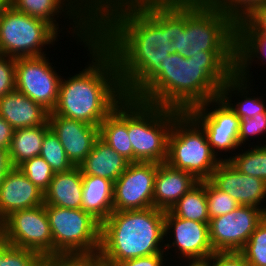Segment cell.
I'll use <instances>...</instances> for the list:
<instances>
[{
    "mask_svg": "<svg viewBox=\"0 0 266 266\" xmlns=\"http://www.w3.org/2000/svg\"><path fill=\"white\" fill-rule=\"evenodd\" d=\"M204 187L210 219L228 214L240 205L228 193L217 188L209 179L204 180Z\"/></svg>",
    "mask_w": 266,
    "mask_h": 266,
    "instance_id": "e575fe53",
    "label": "cell"
},
{
    "mask_svg": "<svg viewBox=\"0 0 266 266\" xmlns=\"http://www.w3.org/2000/svg\"><path fill=\"white\" fill-rule=\"evenodd\" d=\"M88 51L92 63L71 78H61L57 104L49 115L100 126L125 98V93L111 53L97 39L88 46Z\"/></svg>",
    "mask_w": 266,
    "mask_h": 266,
    "instance_id": "3957f363",
    "label": "cell"
},
{
    "mask_svg": "<svg viewBox=\"0 0 266 266\" xmlns=\"http://www.w3.org/2000/svg\"><path fill=\"white\" fill-rule=\"evenodd\" d=\"M39 156L51 166L54 173L65 172L75 167L65 153L58 136L51 128L46 132L43 138Z\"/></svg>",
    "mask_w": 266,
    "mask_h": 266,
    "instance_id": "4dcf8cb0",
    "label": "cell"
},
{
    "mask_svg": "<svg viewBox=\"0 0 266 266\" xmlns=\"http://www.w3.org/2000/svg\"><path fill=\"white\" fill-rule=\"evenodd\" d=\"M17 168L43 193L55 174L51 166L40 156L24 161Z\"/></svg>",
    "mask_w": 266,
    "mask_h": 266,
    "instance_id": "836d02e7",
    "label": "cell"
},
{
    "mask_svg": "<svg viewBox=\"0 0 266 266\" xmlns=\"http://www.w3.org/2000/svg\"><path fill=\"white\" fill-rule=\"evenodd\" d=\"M164 253L142 256L119 263L117 266H165ZM164 259V260H163Z\"/></svg>",
    "mask_w": 266,
    "mask_h": 266,
    "instance_id": "b9f144b4",
    "label": "cell"
},
{
    "mask_svg": "<svg viewBox=\"0 0 266 266\" xmlns=\"http://www.w3.org/2000/svg\"><path fill=\"white\" fill-rule=\"evenodd\" d=\"M158 163L132 162L114 182V211L153 207L154 179Z\"/></svg>",
    "mask_w": 266,
    "mask_h": 266,
    "instance_id": "5bb4252c",
    "label": "cell"
},
{
    "mask_svg": "<svg viewBox=\"0 0 266 266\" xmlns=\"http://www.w3.org/2000/svg\"><path fill=\"white\" fill-rule=\"evenodd\" d=\"M10 5L19 12L49 23L59 33V23L55 17L65 12L66 18L70 16L69 19H73L75 27L74 29L72 27L74 30L72 33H76L75 35L81 42L83 41L85 47H88L96 39L95 31L64 0H10Z\"/></svg>",
    "mask_w": 266,
    "mask_h": 266,
    "instance_id": "d6986e66",
    "label": "cell"
},
{
    "mask_svg": "<svg viewBox=\"0 0 266 266\" xmlns=\"http://www.w3.org/2000/svg\"><path fill=\"white\" fill-rule=\"evenodd\" d=\"M12 168L8 150L0 148V188L2 185L3 177Z\"/></svg>",
    "mask_w": 266,
    "mask_h": 266,
    "instance_id": "ee69618b",
    "label": "cell"
},
{
    "mask_svg": "<svg viewBox=\"0 0 266 266\" xmlns=\"http://www.w3.org/2000/svg\"><path fill=\"white\" fill-rule=\"evenodd\" d=\"M53 236V256L98 255L101 223L80 209L44 204Z\"/></svg>",
    "mask_w": 266,
    "mask_h": 266,
    "instance_id": "ba28073f",
    "label": "cell"
},
{
    "mask_svg": "<svg viewBox=\"0 0 266 266\" xmlns=\"http://www.w3.org/2000/svg\"><path fill=\"white\" fill-rule=\"evenodd\" d=\"M42 260L38 253L9 245L0 239V266H42Z\"/></svg>",
    "mask_w": 266,
    "mask_h": 266,
    "instance_id": "d6a6232c",
    "label": "cell"
},
{
    "mask_svg": "<svg viewBox=\"0 0 266 266\" xmlns=\"http://www.w3.org/2000/svg\"><path fill=\"white\" fill-rule=\"evenodd\" d=\"M237 33H266V2L237 24Z\"/></svg>",
    "mask_w": 266,
    "mask_h": 266,
    "instance_id": "8d00e7d4",
    "label": "cell"
},
{
    "mask_svg": "<svg viewBox=\"0 0 266 266\" xmlns=\"http://www.w3.org/2000/svg\"><path fill=\"white\" fill-rule=\"evenodd\" d=\"M200 266H250L240 252H215Z\"/></svg>",
    "mask_w": 266,
    "mask_h": 266,
    "instance_id": "ab89813d",
    "label": "cell"
},
{
    "mask_svg": "<svg viewBox=\"0 0 266 266\" xmlns=\"http://www.w3.org/2000/svg\"><path fill=\"white\" fill-rule=\"evenodd\" d=\"M13 127L0 116V148L8 150L13 137Z\"/></svg>",
    "mask_w": 266,
    "mask_h": 266,
    "instance_id": "7bdbcfd3",
    "label": "cell"
},
{
    "mask_svg": "<svg viewBox=\"0 0 266 266\" xmlns=\"http://www.w3.org/2000/svg\"><path fill=\"white\" fill-rule=\"evenodd\" d=\"M16 58L0 54V98L16 90Z\"/></svg>",
    "mask_w": 266,
    "mask_h": 266,
    "instance_id": "74e56055",
    "label": "cell"
},
{
    "mask_svg": "<svg viewBox=\"0 0 266 266\" xmlns=\"http://www.w3.org/2000/svg\"><path fill=\"white\" fill-rule=\"evenodd\" d=\"M0 116L17 130L47 124L49 112L28 96L14 90L0 98Z\"/></svg>",
    "mask_w": 266,
    "mask_h": 266,
    "instance_id": "44dd1931",
    "label": "cell"
},
{
    "mask_svg": "<svg viewBox=\"0 0 266 266\" xmlns=\"http://www.w3.org/2000/svg\"><path fill=\"white\" fill-rule=\"evenodd\" d=\"M42 266H92V255L49 256Z\"/></svg>",
    "mask_w": 266,
    "mask_h": 266,
    "instance_id": "60d3db41",
    "label": "cell"
},
{
    "mask_svg": "<svg viewBox=\"0 0 266 266\" xmlns=\"http://www.w3.org/2000/svg\"><path fill=\"white\" fill-rule=\"evenodd\" d=\"M252 147L245 152L242 150L241 154L224 158V161H229L239 172L266 182V144Z\"/></svg>",
    "mask_w": 266,
    "mask_h": 266,
    "instance_id": "f546056e",
    "label": "cell"
},
{
    "mask_svg": "<svg viewBox=\"0 0 266 266\" xmlns=\"http://www.w3.org/2000/svg\"><path fill=\"white\" fill-rule=\"evenodd\" d=\"M79 166L68 171L55 173L44 192V204L68 209H80L83 180Z\"/></svg>",
    "mask_w": 266,
    "mask_h": 266,
    "instance_id": "7402d4cb",
    "label": "cell"
},
{
    "mask_svg": "<svg viewBox=\"0 0 266 266\" xmlns=\"http://www.w3.org/2000/svg\"><path fill=\"white\" fill-rule=\"evenodd\" d=\"M263 133H266V113L256 114L252 118H243L240 121L239 145L242 146L246 140L249 141V136L254 137L259 134L261 136Z\"/></svg>",
    "mask_w": 266,
    "mask_h": 266,
    "instance_id": "f35d334b",
    "label": "cell"
},
{
    "mask_svg": "<svg viewBox=\"0 0 266 266\" xmlns=\"http://www.w3.org/2000/svg\"><path fill=\"white\" fill-rule=\"evenodd\" d=\"M237 52H208L184 58L172 52L161 63L160 74L136 99L187 112L220 97L226 81L236 73Z\"/></svg>",
    "mask_w": 266,
    "mask_h": 266,
    "instance_id": "7a4b0ae2",
    "label": "cell"
},
{
    "mask_svg": "<svg viewBox=\"0 0 266 266\" xmlns=\"http://www.w3.org/2000/svg\"><path fill=\"white\" fill-rule=\"evenodd\" d=\"M10 6V0H0V15Z\"/></svg>",
    "mask_w": 266,
    "mask_h": 266,
    "instance_id": "bcb514c9",
    "label": "cell"
},
{
    "mask_svg": "<svg viewBox=\"0 0 266 266\" xmlns=\"http://www.w3.org/2000/svg\"><path fill=\"white\" fill-rule=\"evenodd\" d=\"M181 113L128 97V135L134 162H166L168 135Z\"/></svg>",
    "mask_w": 266,
    "mask_h": 266,
    "instance_id": "8992f818",
    "label": "cell"
},
{
    "mask_svg": "<svg viewBox=\"0 0 266 266\" xmlns=\"http://www.w3.org/2000/svg\"><path fill=\"white\" fill-rule=\"evenodd\" d=\"M45 56L16 58V90L51 113L57 104L61 76Z\"/></svg>",
    "mask_w": 266,
    "mask_h": 266,
    "instance_id": "8fae6325",
    "label": "cell"
},
{
    "mask_svg": "<svg viewBox=\"0 0 266 266\" xmlns=\"http://www.w3.org/2000/svg\"><path fill=\"white\" fill-rule=\"evenodd\" d=\"M92 266H113L101 261L98 255H92Z\"/></svg>",
    "mask_w": 266,
    "mask_h": 266,
    "instance_id": "f6af8a7d",
    "label": "cell"
},
{
    "mask_svg": "<svg viewBox=\"0 0 266 266\" xmlns=\"http://www.w3.org/2000/svg\"><path fill=\"white\" fill-rule=\"evenodd\" d=\"M198 182L199 180L184 170L174 169L166 162L158 163L154 179L153 207L170 210Z\"/></svg>",
    "mask_w": 266,
    "mask_h": 266,
    "instance_id": "ffe728a7",
    "label": "cell"
},
{
    "mask_svg": "<svg viewBox=\"0 0 266 266\" xmlns=\"http://www.w3.org/2000/svg\"><path fill=\"white\" fill-rule=\"evenodd\" d=\"M261 208L239 205L232 212L210 219L209 237L215 252H239L264 219Z\"/></svg>",
    "mask_w": 266,
    "mask_h": 266,
    "instance_id": "7c38bea8",
    "label": "cell"
},
{
    "mask_svg": "<svg viewBox=\"0 0 266 266\" xmlns=\"http://www.w3.org/2000/svg\"><path fill=\"white\" fill-rule=\"evenodd\" d=\"M248 82L249 80L243 79L237 73H235L226 81L220 90V97L229 105V107L235 112L236 116L240 119L252 118L255 117L256 114L266 113V105L263 103L265 102L263 99L260 97H247L250 95L248 93L249 91L247 90L250 88ZM235 90L238 91L237 94L240 93L238 94L239 97L244 95V99L241 97L242 100H239L240 102L236 103V105L231 103V96L233 93H236Z\"/></svg>",
    "mask_w": 266,
    "mask_h": 266,
    "instance_id": "4316f807",
    "label": "cell"
},
{
    "mask_svg": "<svg viewBox=\"0 0 266 266\" xmlns=\"http://www.w3.org/2000/svg\"><path fill=\"white\" fill-rule=\"evenodd\" d=\"M0 239L12 246L53 256V236L44 204L11 213L0 223Z\"/></svg>",
    "mask_w": 266,
    "mask_h": 266,
    "instance_id": "30bf717a",
    "label": "cell"
},
{
    "mask_svg": "<svg viewBox=\"0 0 266 266\" xmlns=\"http://www.w3.org/2000/svg\"><path fill=\"white\" fill-rule=\"evenodd\" d=\"M95 35L115 60L125 97L136 98L173 52L171 0H105Z\"/></svg>",
    "mask_w": 266,
    "mask_h": 266,
    "instance_id": "6da1fadb",
    "label": "cell"
},
{
    "mask_svg": "<svg viewBox=\"0 0 266 266\" xmlns=\"http://www.w3.org/2000/svg\"><path fill=\"white\" fill-rule=\"evenodd\" d=\"M164 238V210L150 207L113 211L101 224L98 258L117 266L130 259L164 253Z\"/></svg>",
    "mask_w": 266,
    "mask_h": 266,
    "instance_id": "5b68a950",
    "label": "cell"
},
{
    "mask_svg": "<svg viewBox=\"0 0 266 266\" xmlns=\"http://www.w3.org/2000/svg\"><path fill=\"white\" fill-rule=\"evenodd\" d=\"M44 204V193L17 167L3 177L0 188V223L11 213Z\"/></svg>",
    "mask_w": 266,
    "mask_h": 266,
    "instance_id": "ac0fdd59",
    "label": "cell"
},
{
    "mask_svg": "<svg viewBox=\"0 0 266 266\" xmlns=\"http://www.w3.org/2000/svg\"><path fill=\"white\" fill-rule=\"evenodd\" d=\"M169 211L180 218L209 223L204 180L186 192Z\"/></svg>",
    "mask_w": 266,
    "mask_h": 266,
    "instance_id": "f1b7e54d",
    "label": "cell"
},
{
    "mask_svg": "<svg viewBox=\"0 0 266 266\" xmlns=\"http://www.w3.org/2000/svg\"><path fill=\"white\" fill-rule=\"evenodd\" d=\"M186 266H200L199 264H187Z\"/></svg>",
    "mask_w": 266,
    "mask_h": 266,
    "instance_id": "7dc6e473",
    "label": "cell"
},
{
    "mask_svg": "<svg viewBox=\"0 0 266 266\" xmlns=\"http://www.w3.org/2000/svg\"><path fill=\"white\" fill-rule=\"evenodd\" d=\"M48 123L58 136L71 163L80 166L99 138V126L60 115H49Z\"/></svg>",
    "mask_w": 266,
    "mask_h": 266,
    "instance_id": "e0dca14e",
    "label": "cell"
},
{
    "mask_svg": "<svg viewBox=\"0 0 266 266\" xmlns=\"http://www.w3.org/2000/svg\"><path fill=\"white\" fill-rule=\"evenodd\" d=\"M129 163L99 137L79 168L82 175L99 176L115 182L127 169Z\"/></svg>",
    "mask_w": 266,
    "mask_h": 266,
    "instance_id": "d4e9b609",
    "label": "cell"
},
{
    "mask_svg": "<svg viewBox=\"0 0 266 266\" xmlns=\"http://www.w3.org/2000/svg\"><path fill=\"white\" fill-rule=\"evenodd\" d=\"M209 180L217 188L228 193L238 204L266 211L261 204L266 198V182L239 172L229 161H221Z\"/></svg>",
    "mask_w": 266,
    "mask_h": 266,
    "instance_id": "2e32d148",
    "label": "cell"
},
{
    "mask_svg": "<svg viewBox=\"0 0 266 266\" xmlns=\"http://www.w3.org/2000/svg\"><path fill=\"white\" fill-rule=\"evenodd\" d=\"M210 105L216 108H208ZM187 113L203 128L216 156L218 151H233L241 147L238 139L241 119L221 97L195 106Z\"/></svg>",
    "mask_w": 266,
    "mask_h": 266,
    "instance_id": "4fadbf2b",
    "label": "cell"
},
{
    "mask_svg": "<svg viewBox=\"0 0 266 266\" xmlns=\"http://www.w3.org/2000/svg\"><path fill=\"white\" fill-rule=\"evenodd\" d=\"M49 129L50 125L47 123L14 130L8 149L12 167H18L24 161L40 155L43 138Z\"/></svg>",
    "mask_w": 266,
    "mask_h": 266,
    "instance_id": "484cf974",
    "label": "cell"
},
{
    "mask_svg": "<svg viewBox=\"0 0 266 266\" xmlns=\"http://www.w3.org/2000/svg\"><path fill=\"white\" fill-rule=\"evenodd\" d=\"M220 10L236 24L246 18L255 8L266 0H211Z\"/></svg>",
    "mask_w": 266,
    "mask_h": 266,
    "instance_id": "d590c367",
    "label": "cell"
},
{
    "mask_svg": "<svg viewBox=\"0 0 266 266\" xmlns=\"http://www.w3.org/2000/svg\"><path fill=\"white\" fill-rule=\"evenodd\" d=\"M173 52H237V24L211 0H171Z\"/></svg>",
    "mask_w": 266,
    "mask_h": 266,
    "instance_id": "277c9868",
    "label": "cell"
},
{
    "mask_svg": "<svg viewBox=\"0 0 266 266\" xmlns=\"http://www.w3.org/2000/svg\"><path fill=\"white\" fill-rule=\"evenodd\" d=\"M221 161L224 159L213 153L203 128L187 112H182L168 135L166 163L203 181L210 179Z\"/></svg>",
    "mask_w": 266,
    "mask_h": 266,
    "instance_id": "52a82bcc",
    "label": "cell"
},
{
    "mask_svg": "<svg viewBox=\"0 0 266 266\" xmlns=\"http://www.w3.org/2000/svg\"><path fill=\"white\" fill-rule=\"evenodd\" d=\"M58 34L49 23L10 5L0 15V54L13 58L47 55L44 46L53 45Z\"/></svg>",
    "mask_w": 266,
    "mask_h": 266,
    "instance_id": "9c48e42d",
    "label": "cell"
},
{
    "mask_svg": "<svg viewBox=\"0 0 266 266\" xmlns=\"http://www.w3.org/2000/svg\"><path fill=\"white\" fill-rule=\"evenodd\" d=\"M81 209L101 224L113 213L114 182L94 175H83Z\"/></svg>",
    "mask_w": 266,
    "mask_h": 266,
    "instance_id": "cb8c5ba5",
    "label": "cell"
},
{
    "mask_svg": "<svg viewBox=\"0 0 266 266\" xmlns=\"http://www.w3.org/2000/svg\"><path fill=\"white\" fill-rule=\"evenodd\" d=\"M260 56L261 62L266 60V33H237L236 73L241 78L248 80L249 65Z\"/></svg>",
    "mask_w": 266,
    "mask_h": 266,
    "instance_id": "83f0119b",
    "label": "cell"
},
{
    "mask_svg": "<svg viewBox=\"0 0 266 266\" xmlns=\"http://www.w3.org/2000/svg\"><path fill=\"white\" fill-rule=\"evenodd\" d=\"M99 137L130 163L134 162L128 135V97H125L100 123Z\"/></svg>",
    "mask_w": 266,
    "mask_h": 266,
    "instance_id": "603a6c76",
    "label": "cell"
},
{
    "mask_svg": "<svg viewBox=\"0 0 266 266\" xmlns=\"http://www.w3.org/2000/svg\"><path fill=\"white\" fill-rule=\"evenodd\" d=\"M250 266H266V218L259 223L248 242L239 251Z\"/></svg>",
    "mask_w": 266,
    "mask_h": 266,
    "instance_id": "1f68e13d",
    "label": "cell"
},
{
    "mask_svg": "<svg viewBox=\"0 0 266 266\" xmlns=\"http://www.w3.org/2000/svg\"><path fill=\"white\" fill-rule=\"evenodd\" d=\"M209 223L187 220L165 211V236L172 231L174 238L172 244H164L165 250L175 247L181 258L189 264H199L205 261L215 251L209 237Z\"/></svg>",
    "mask_w": 266,
    "mask_h": 266,
    "instance_id": "9a60e30c",
    "label": "cell"
}]
</instances>
